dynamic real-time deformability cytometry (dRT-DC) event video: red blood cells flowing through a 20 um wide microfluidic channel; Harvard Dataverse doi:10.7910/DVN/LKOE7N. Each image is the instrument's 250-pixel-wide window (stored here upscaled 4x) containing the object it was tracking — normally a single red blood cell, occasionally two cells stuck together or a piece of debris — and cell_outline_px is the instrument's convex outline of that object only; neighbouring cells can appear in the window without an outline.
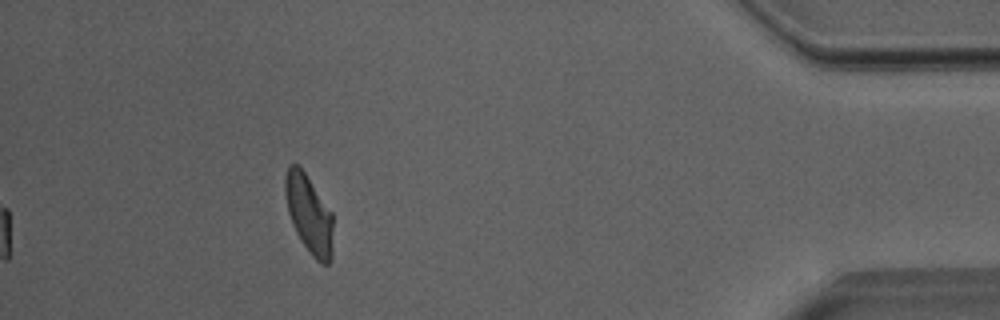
{"species": "Egyptian fruit bat (a non-hibernating species)", "species_latin": "Rousettus aegyptiacus", "temperature_condition": "room temperature", "stored_images_in_passage": 45, "camera_frame_rate_fps": 3000, "um_per_image_px": 0.085, "animal": {"sex": "male"}, "frame": {"image": 1, "passage_image": 45, "time_ms": 14.667, "image_size_px": [1000, 320], "cell_outline_px": [[332, 256], [328, 264], [320, 264], [312, 256], [300, 240], [292, 224], [288, 212], [284, 192], [284, 176], [288, 168], [292, 164], [296, 164], [304, 172], [332, 212]], "centroid_in_image_um": [26.25, 18.23], "position_along_channel_um": 408.9, "area_um2": 21.79}, "authors_computed_cell_mechanics": {"area_um2": 23.409, "velocity_mm_per_s": 4.0003, "shape_relaxation_time_tau1_ms": 10.5294, "shape_relaxation_time_tau2_ms": 1.8849, "deformation_change_tau1": 0.2399, "deformation_change_tau2": 0.1012}}